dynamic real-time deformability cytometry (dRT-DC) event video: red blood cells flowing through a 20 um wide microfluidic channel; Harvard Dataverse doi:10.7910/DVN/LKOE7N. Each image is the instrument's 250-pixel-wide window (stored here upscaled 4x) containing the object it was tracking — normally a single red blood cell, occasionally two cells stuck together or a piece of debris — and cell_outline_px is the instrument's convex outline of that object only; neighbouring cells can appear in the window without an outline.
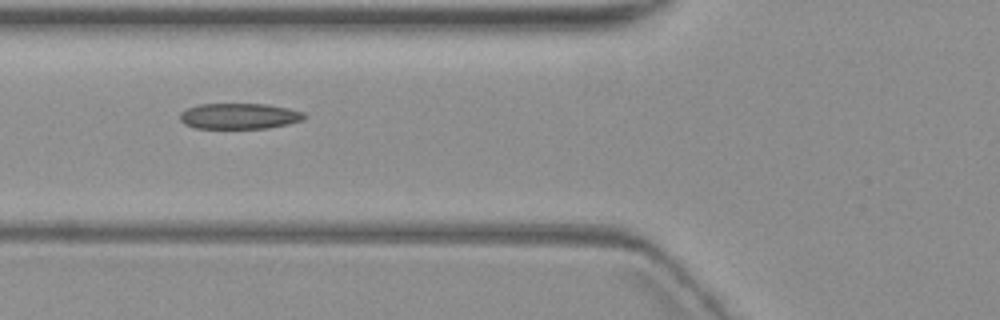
{"species": "common noctule bat (a hibernating species)", "species_latin": "Nyctalus noctula", "temperature_condition": "warm", "stored_images_in_passage": 4, "camera_frame_rate_fps": 3000, "um_per_image_px": 0.085, "animal": {"sex": "female", "body_mass_g": 19.3, "forearm_length_mm": 54.1}, "frame": {"image": 1, "passage_image": 4, "time_ms": 4.667, "image_size_px": [1000, 320], "cell_outline_px": [[308, 116], [304, 120], [288, 124], [268, 128], [196, 128], [184, 124], [180, 120], [180, 112], [188, 108], [200, 104], [268, 104], [288, 108], [304, 112]], "centroid_in_image_um": [20.38, 9.87], "position_along_channel_um": 105.4, "area_um2": 18.79}}